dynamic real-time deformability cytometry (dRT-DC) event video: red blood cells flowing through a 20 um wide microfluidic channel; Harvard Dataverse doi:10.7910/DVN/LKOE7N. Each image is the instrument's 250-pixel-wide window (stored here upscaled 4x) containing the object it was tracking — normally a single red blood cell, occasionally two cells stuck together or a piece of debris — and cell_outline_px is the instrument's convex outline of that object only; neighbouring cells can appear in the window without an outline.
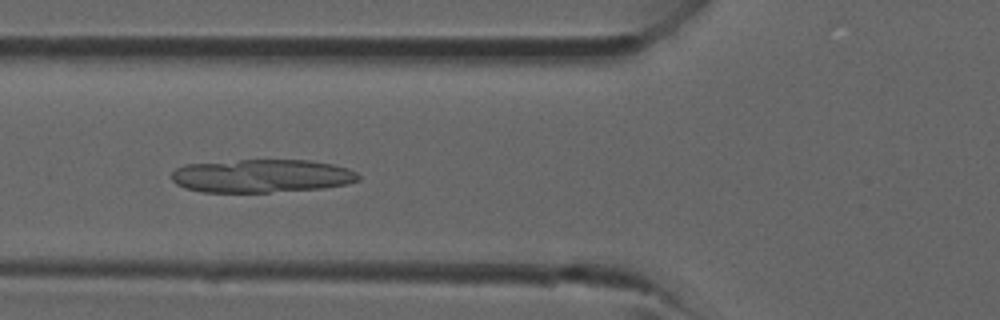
{"species": "common noctule bat (a hibernating species)", "species_latin": "Nyctalus noctula", "temperature_condition": "room temperature", "stored_images_in_passage": 28, "camera_frame_rate_fps": 3000, "um_per_image_px": 0.085, "animal": {"sex": "male", "forearm_length_mm": 52.5}, "frame": {"image": 1, "passage_image": 5, "time_ms": 1.333, "image_size_px": [1000, 320], "cell_outline_px": [[360, 180], [348, 184], [320, 188], [268, 192], [204, 192], [184, 188], [176, 184], [172, 180], [172, 172], [176, 168], [184, 164], [240, 160], [312, 160], [332, 164], [348, 168], [356, 172], [360, 176]], "centroid_in_image_um": [22.24, 14.95], "position_along_channel_um": 103.6, "area_um2": 36.3}}
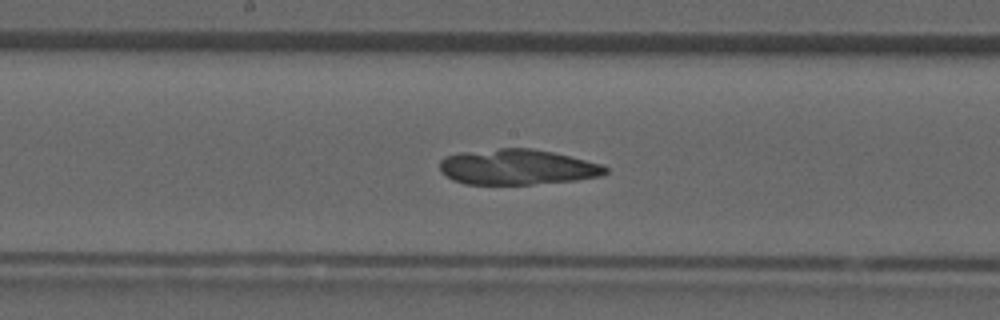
{"frame": {"image": 2, "passage_image": 11, "time_ms": 3.333, "image_size_px": [1000, 320], "cell_outline_px": [[608, 172], [600, 176], [576, 180], [532, 184], [464, 184], [452, 180], [440, 172], [440, 160], [444, 156], [460, 152], [500, 148], [532, 148], [552, 152], [604, 164], [608, 168]], "centroid_in_image_um": [43.95, 14.19], "position_along_channel_um": 204.3, "area_um2": 34.45}}
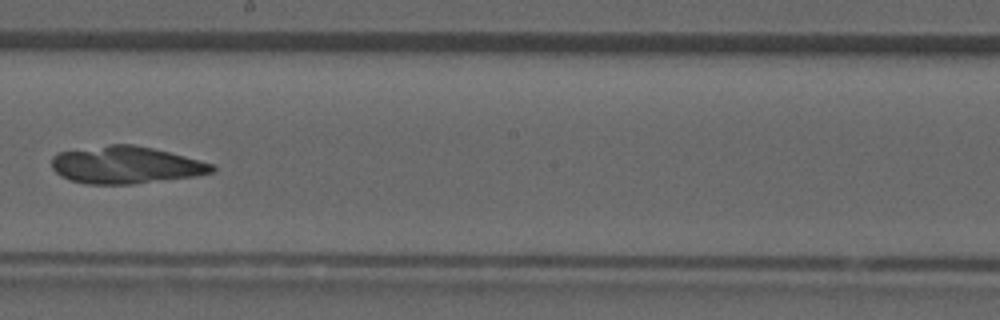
{"frame": {"image": 3, "passage_image": 13, "time_ms": 4.0, "image_size_px": [1000, 320], "cell_outline_px": [[216, 172], [196, 176], [132, 184], [88, 184], [72, 180], [60, 176], [52, 168], [52, 156], [56, 152], [108, 144], [132, 144], [152, 148], [216, 164]], "centroid_in_image_um": [10.7, 14.02], "position_along_channel_um": 237.5, "area_um2": 35.03}}